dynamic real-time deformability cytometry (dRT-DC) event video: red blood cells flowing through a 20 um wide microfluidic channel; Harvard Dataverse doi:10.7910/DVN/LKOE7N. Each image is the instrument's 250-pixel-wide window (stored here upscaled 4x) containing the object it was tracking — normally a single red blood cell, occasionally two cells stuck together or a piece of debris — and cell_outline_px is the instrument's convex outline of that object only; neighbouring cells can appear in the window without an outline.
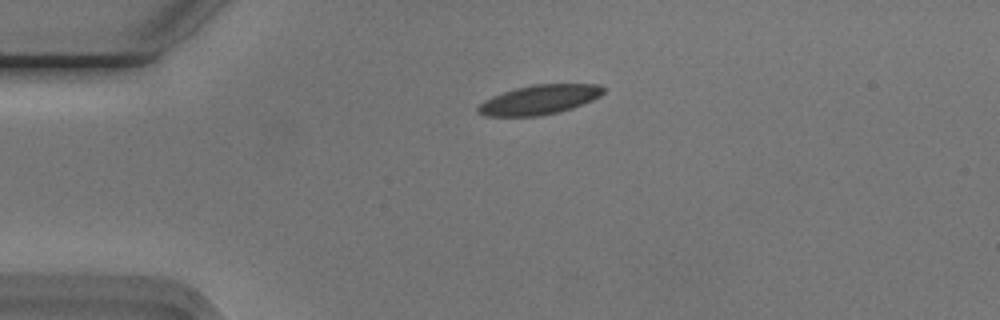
{"species": "Egyptian fruit bat (a non-hibernating species)", "species_latin": "Rousettus aegyptiacus", "temperature_condition": "cold", "stored_images_in_passage": 43, "camera_frame_rate_fps": 3000, "um_per_image_px": 0.085, "animal": {"sex": "male"}, "frame": {"image": 1, "passage_image": 1, "time_ms": 0.0, "image_size_px": [1000, 320], "cell_outline_px": [[604, 92], [600, 96], [592, 100], [572, 108], [560, 112], [540, 116], [484, 116], [476, 112], [476, 108], [484, 100], [492, 96], [516, 88], [536, 84], [600, 84], [604, 88]], "centroid_in_image_um": [45.83, 8.48], "position_along_channel_um": 39.2, "area_um2": 21.56}}
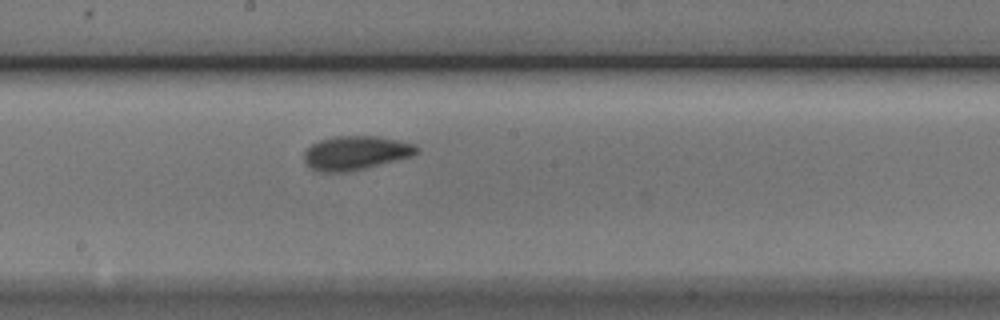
{"frame": {"image": 2, "passage_image": 18, "time_ms": 5.667, "image_size_px": [1000, 320], "cell_outline_px": [[420, 152], [412, 156], [348, 172], [316, 172], [304, 160], [304, 152], [312, 144], [320, 140], [332, 136], [380, 136], [400, 140], [416, 144], [420, 148]], "centroid_in_image_um": [30.27, 12.98], "position_along_channel_um": 217.9, "area_um2": 22.43}}
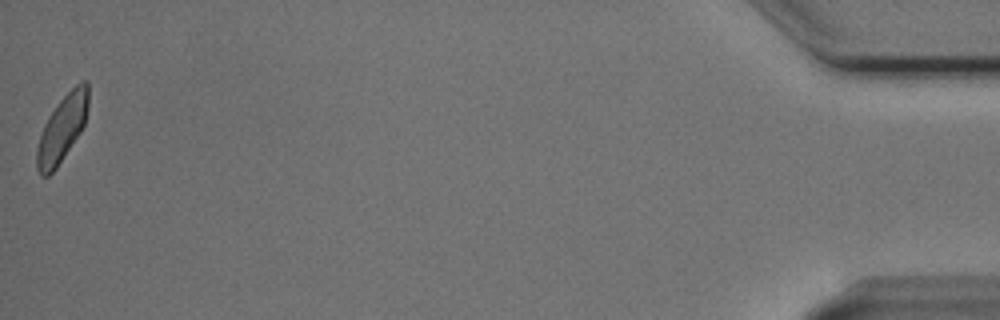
{"frame": {"image": 3, "passage_image": 43, "time_ms": 14.0, "image_size_px": [1000, 320], "cell_outline_px": [[88, 108], [84, 124], [80, 132], [56, 168], [48, 176], [40, 176], [36, 168], [36, 148], [44, 124], [48, 116], [60, 100], [76, 84], [84, 80], [88, 80]], "centroid_in_image_um": [5.27, 10.93], "position_along_channel_um": 429.9, "area_um2": 19.77}, "authors_computed_cell_mechanics": {"area_um2": 21.4438, "velocity_mm_per_s": 3.7301, "shape_relaxation_time_tau1_ms": 2.8919, "shape_relaxation_time_tau2_ms": 1.6341, "deformation_change_tau1": 0.108, "deformation_change_tau2": 0.0481}}